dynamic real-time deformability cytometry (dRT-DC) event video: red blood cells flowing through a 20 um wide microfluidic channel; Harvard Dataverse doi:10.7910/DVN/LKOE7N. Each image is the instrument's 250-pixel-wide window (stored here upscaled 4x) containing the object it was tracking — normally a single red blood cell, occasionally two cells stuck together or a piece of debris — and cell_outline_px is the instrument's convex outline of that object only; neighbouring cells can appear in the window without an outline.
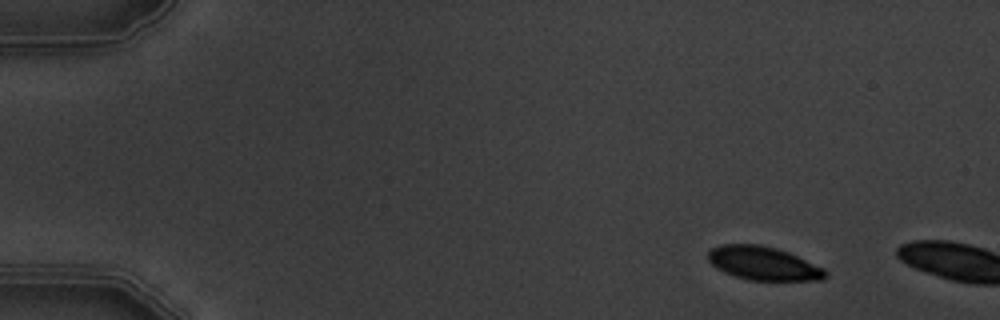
{"species": "common noctule bat (a hibernating species)", "species_latin": "Nyctalus noctula", "temperature_condition": "warm", "stored_images_in_passage": 2, "camera_frame_rate_fps": 3000, "um_per_image_px": 0.085, "animal": {"sex": "male", "body_mass_g": 19.5, "forearm_length_mm": 54.6}, "frame": {"image": 1, "passage_image": 1, "time_ms": 0.0, "image_size_px": [1000, 320], "cell_outline_px": [[828, 276], [820, 280], [748, 280], [724, 272], [716, 268], [708, 260], [708, 252], [712, 248], [720, 244], [760, 244], [776, 248], [788, 252], [824, 268], [828, 272]], "centroid_in_image_um": [64.88, 22.38], "position_along_channel_um": 20.1, "area_um2": 22.95}}